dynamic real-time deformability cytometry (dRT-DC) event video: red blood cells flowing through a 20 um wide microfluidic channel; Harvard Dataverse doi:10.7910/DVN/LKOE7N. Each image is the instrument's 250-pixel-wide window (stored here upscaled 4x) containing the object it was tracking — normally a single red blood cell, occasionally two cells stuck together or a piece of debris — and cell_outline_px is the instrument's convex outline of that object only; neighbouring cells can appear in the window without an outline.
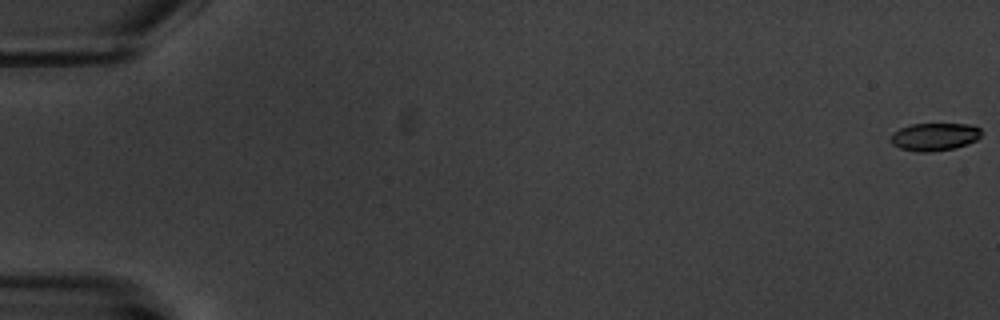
{"species": "common noctule bat (a hibernating species)", "species_latin": "Nyctalus noctula", "temperature_condition": "warm", "stored_images_in_passage": 8, "camera_frame_rate_fps": 3000, "um_per_image_px": 0.085, "animal": {"sex": "male", "body_mass_g": 20.1, "forearm_length_mm": 53.5}, "frame": {"image": 1, "passage_image": 1, "time_ms": 0.0, "image_size_px": [1000, 320], "cell_outline_px": [[980, 136], [976, 140], [956, 148], [932, 152], [916, 152], [900, 148], [892, 144], [892, 132], [900, 128], [912, 124], [972, 124], [980, 128]], "centroid_in_image_um": [79.43, 11.63], "position_along_channel_um": 5.6, "area_um2": 14.68}}